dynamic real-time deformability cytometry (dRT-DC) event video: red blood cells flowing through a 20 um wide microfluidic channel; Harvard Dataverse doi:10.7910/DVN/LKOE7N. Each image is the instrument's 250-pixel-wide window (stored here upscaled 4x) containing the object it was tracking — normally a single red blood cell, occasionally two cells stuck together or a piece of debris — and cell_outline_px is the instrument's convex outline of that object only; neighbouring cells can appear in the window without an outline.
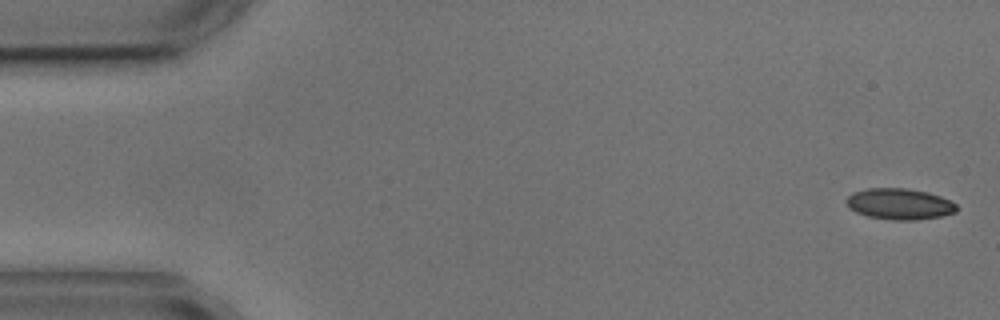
{"species": "common noctule bat (a hibernating species)", "species_latin": "Nyctalus noctula", "temperature_condition": "cold", "stored_images_in_passage": 2, "segment_of_instrument_passage": [2, 2], "camera_frame_rate_fps": 3000, "um_per_image_px": 0.085, "animal": {"sex": "male", "body_mass_g": 17.9, "forearm_length_mm": 54.2}, "frame": {"image": 1, "passage_image": 2, "time_ms": 1.333, "image_size_px": [1000, 320], "cell_outline_px": [[956, 212], [940, 216], [916, 220], [892, 220], [868, 216], [856, 212], [848, 208], [844, 200], [852, 192], [868, 188], [904, 188], [928, 192], [940, 196], [956, 204]], "centroid_in_image_um": [76.41, 17.33], "position_along_channel_um": 8.6, "area_um2": 20.0}}